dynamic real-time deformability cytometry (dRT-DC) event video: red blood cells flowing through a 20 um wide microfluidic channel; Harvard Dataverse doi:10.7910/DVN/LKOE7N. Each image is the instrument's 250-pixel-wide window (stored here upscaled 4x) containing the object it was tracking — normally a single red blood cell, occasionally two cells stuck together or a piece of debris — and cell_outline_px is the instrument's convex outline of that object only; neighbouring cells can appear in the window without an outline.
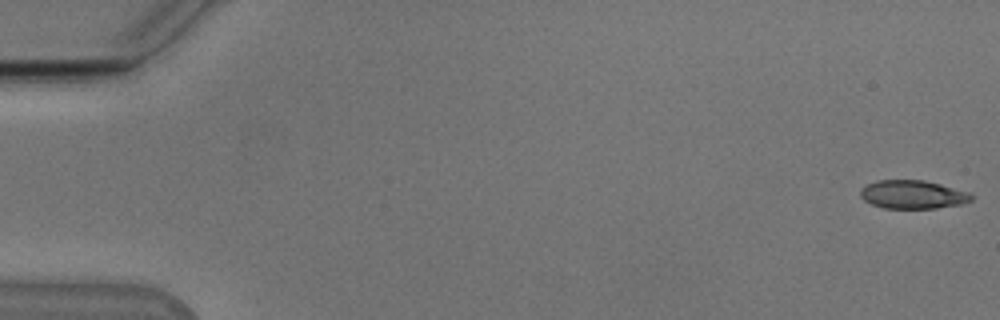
{"species": "Egyptian fruit bat (a non-hibernating species)", "species_latin": "Rousettus aegyptiacus", "temperature_condition": "cold", "stored_images_in_passage": 11, "camera_frame_rate_fps": 3000, "um_per_image_px": 0.085, "animal": {"sex": "male"}, "frame": {"image": 1, "passage_image": 1, "time_ms": 0.0, "image_size_px": [1000, 320], "cell_outline_px": [[972, 200], [960, 204], [936, 208], [884, 208], [872, 204], [864, 200], [860, 196], [860, 188], [876, 180], [924, 180], [972, 192]], "centroid_in_image_um": [77.59, 16.52], "position_along_channel_um": 7.4, "area_um2": 18.44}}